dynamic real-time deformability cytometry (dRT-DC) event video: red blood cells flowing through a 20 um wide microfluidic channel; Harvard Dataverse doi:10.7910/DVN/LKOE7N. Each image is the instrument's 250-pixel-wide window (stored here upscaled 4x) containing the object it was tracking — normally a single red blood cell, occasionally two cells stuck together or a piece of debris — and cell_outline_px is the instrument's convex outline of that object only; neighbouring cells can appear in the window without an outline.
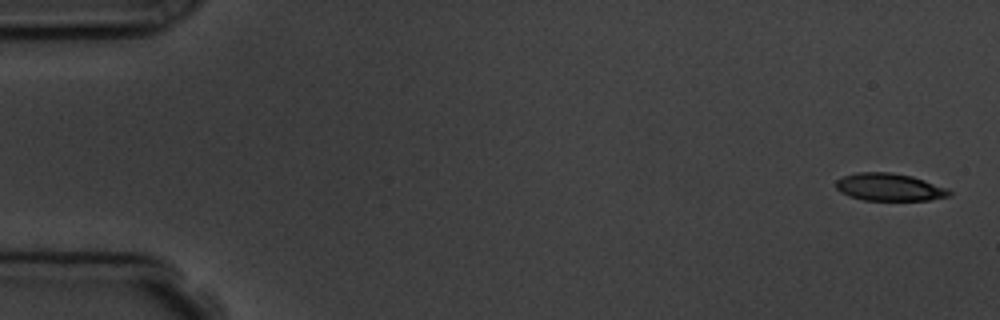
{"species": "common noctule bat (a hibernating species)", "species_latin": "Nyctalus noctula", "temperature_condition": "room temperature", "stored_images_in_passage": 6, "camera_frame_rate_fps": 3000, "um_per_image_px": 0.085, "animal": {"sex": "male", "body_mass_g": 19.5, "forearm_length_mm": 54.6}, "frame": {"image": 1, "passage_image": 1, "time_ms": 0.0, "image_size_px": [1000, 320], "cell_outline_px": [[952, 192], [948, 196], [928, 200], [864, 200], [848, 196], [840, 192], [836, 188], [836, 180], [844, 176], [856, 172], [892, 172], [912, 176], [948, 188]], "centroid_in_image_um": [75.57, 15.9], "position_along_channel_um": 9.4, "area_um2": 18.21}}
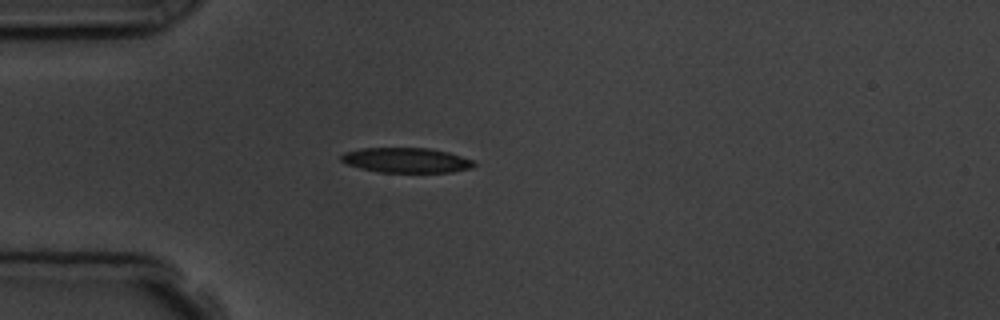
{"frame": {"image": 2, "passage_image": 5, "time_ms": 4.333, "image_size_px": [1000, 320], "cell_outline_px": [[476, 164], [472, 168], [452, 172], [380, 172], [360, 168], [348, 164], [340, 160], [340, 156], [344, 152], [360, 148], [428, 148], [448, 152], [472, 160]], "centroid_in_image_um": [34.52, 13.61], "position_along_channel_um": 50.5, "area_um2": 19.25}}